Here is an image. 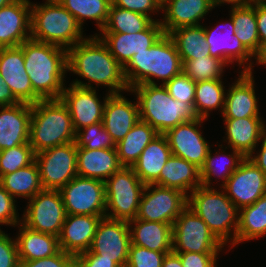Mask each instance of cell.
Segmentation results:
<instances>
[{
	"mask_svg": "<svg viewBox=\"0 0 266 267\" xmlns=\"http://www.w3.org/2000/svg\"><path fill=\"white\" fill-rule=\"evenodd\" d=\"M67 71L88 80L84 83L75 79L74 86L95 89L92 82L108 88L109 94L129 92L123 66L111 55L98 34L86 37L67 50Z\"/></svg>",
	"mask_w": 266,
	"mask_h": 267,
	"instance_id": "1",
	"label": "cell"
},
{
	"mask_svg": "<svg viewBox=\"0 0 266 267\" xmlns=\"http://www.w3.org/2000/svg\"><path fill=\"white\" fill-rule=\"evenodd\" d=\"M20 47L34 93L41 100L60 99L67 74V50L29 38Z\"/></svg>",
	"mask_w": 266,
	"mask_h": 267,
	"instance_id": "2",
	"label": "cell"
},
{
	"mask_svg": "<svg viewBox=\"0 0 266 267\" xmlns=\"http://www.w3.org/2000/svg\"><path fill=\"white\" fill-rule=\"evenodd\" d=\"M123 72L129 88L141 84L157 85L156 79L165 85L182 72V62L173 40L164 33L149 49L135 54L123 67Z\"/></svg>",
	"mask_w": 266,
	"mask_h": 267,
	"instance_id": "3",
	"label": "cell"
},
{
	"mask_svg": "<svg viewBox=\"0 0 266 267\" xmlns=\"http://www.w3.org/2000/svg\"><path fill=\"white\" fill-rule=\"evenodd\" d=\"M187 207L206 223L224 246H228L227 243L232 247L236 245L239 209L224 189L201 185L188 194Z\"/></svg>",
	"mask_w": 266,
	"mask_h": 267,
	"instance_id": "4",
	"label": "cell"
},
{
	"mask_svg": "<svg viewBox=\"0 0 266 267\" xmlns=\"http://www.w3.org/2000/svg\"><path fill=\"white\" fill-rule=\"evenodd\" d=\"M129 92L137 97L140 119L159 134L197 118L194 109L172 98L164 85L141 84L130 88Z\"/></svg>",
	"mask_w": 266,
	"mask_h": 267,
	"instance_id": "5",
	"label": "cell"
},
{
	"mask_svg": "<svg viewBox=\"0 0 266 267\" xmlns=\"http://www.w3.org/2000/svg\"><path fill=\"white\" fill-rule=\"evenodd\" d=\"M76 132L61 99L40 100L32 105L29 143L35 153L74 142Z\"/></svg>",
	"mask_w": 266,
	"mask_h": 267,
	"instance_id": "6",
	"label": "cell"
},
{
	"mask_svg": "<svg viewBox=\"0 0 266 267\" xmlns=\"http://www.w3.org/2000/svg\"><path fill=\"white\" fill-rule=\"evenodd\" d=\"M83 28L57 0L31 5V38L66 50L84 40Z\"/></svg>",
	"mask_w": 266,
	"mask_h": 267,
	"instance_id": "7",
	"label": "cell"
},
{
	"mask_svg": "<svg viewBox=\"0 0 266 267\" xmlns=\"http://www.w3.org/2000/svg\"><path fill=\"white\" fill-rule=\"evenodd\" d=\"M144 188L145 184L132 167H122L114 172L105 180V217L127 222L135 219Z\"/></svg>",
	"mask_w": 266,
	"mask_h": 267,
	"instance_id": "8",
	"label": "cell"
},
{
	"mask_svg": "<svg viewBox=\"0 0 266 267\" xmlns=\"http://www.w3.org/2000/svg\"><path fill=\"white\" fill-rule=\"evenodd\" d=\"M172 233L175 253H219L224 249L206 223L188 207L174 221Z\"/></svg>",
	"mask_w": 266,
	"mask_h": 267,
	"instance_id": "9",
	"label": "cell"
},
{
	"mask_svg": "<svg viewBox=\"0 0 266 267\" xmlns=\"http://www.w3.org/2000/svg\"><path fill=\"white\" fill-rule=\"evenodd\" d=\"M27 203L21 223L31 230L59 237L67 215L60 191L42 189Z\"/></svg>",
	"mask_w": 266,
	"mask_h": 267,
	"instance_id": "10",
	"label": "cell"
},
{
	"mask_svg": "<svg viewBox=\"0 0 266 267\" xmlns=\"http://www.w3.org/2000/svg\"><path fill=\"white\" fill-rule=\"evenodd\" d=\"M43 189L60 190L77 176V145L74 142L36 153Z\"/></svg>",
	"mask_w": 266,
	"mask_h": 267,
	"instance_id": "11",
	"label": "cell"
},
{
	"mask_svg": "<svg viewBox=\"0 0 266 267\" xmlns=\"http://www.w3.org/2000/svg\"><path fill=\"white\" fill-rule=\"evenodd\" d=\"M188 205L181 190L146 184L135 219L172 224Z\"/></svg>",
	"mask_w": 266,
	"mask_h": 267,
	"instance_id": "12",
	"label": "cell"
},
{
	"mask_svg": "<svg viewBox=\"0 0 266 267\" xmlns=\"http://www.w3.org/2000/svg\"><path fill=\"white\" fill-rule=\"evenodd\" d=\"M59 191L66 214L105 216V182L76 176Z\"/></svg>",
	"mask_w": 266,
	"mask_h": 267,
	"instance_id": "13",
	"label": "cell"
},
{
	"mask_svg": "<svg viewBox=\"0 0 266 267\" xmlns=\"http://www.w3.org/2000/svg\"><path fill=\"white\" fill-rule=\"evenodd\" d=\"M229 20L230 21L227 20L223 24H217V26L220 27H204L205 40L209 47L210 56L222 60L226 65L237 61L236 63L240 65L239 68L243 67V72H252V66L254 64L251 60L252 57L256 60V64H259V61L235 36V27L232 18L230 17Z\"/></svg>",
	"mask_w": 266,
	"mask_h": 267,
	"instance_id": "14",
	"label": "cell"
},
{
	"mask_svg": "<svg viewBox=\"0 0 266 267\" xmlns=\"http://www.w3.org/2000/svg\"><path fill=\"white\" fill-rule=\"evenodd\" d=\"M130 244L128 222L104 217L97 226L88 251L113 260L119 267H126Z\"/></svg>",
	"mask_w": 266,
	"mask_h": 267,
	"instance_id": "15",
	"label": "cell"
},
{
	"mask_svg": "<svg viewBox=\"0 0 266 267\" xmlns=\"http://www.w3.org/2000/svg\"><path fill=\"white\" fill-rule=\"evenodd\" d=\"M203 121L205 119L197 117L194 120L183 122L164 133L172 155L187 160L199 169L203 166L210 150L209 143L199 129Z\"/></svg>",
	"mask_w": 266,
	"mask_h": 267,
	"instance_id": "16",
	"label": "cell"
},
{
	"mask_svg": "<svg viewBox=\"0 0 266 267\" xmlns=\"http://www.w3.org/2000/svg\"><path fill=\"white\" fill-rule=\"evenodd\" d=\"M238 209L252 205L266 193V175L246 157L222 187Z\"/></svg>",
	"mask_w": 266,
	"mask_h": 267,
	"instance_id": "17",
	"label": "cell"
},
{
	"mask_svg": "<svg viewBox=\"0 0 266 267\" xmlns=\"http://www.w3.org/2000/svg\"><path fill=\"white\" fill-rule=\"evenodd\" d=\"M110 95L107 93L102 103L96 89L77 87L72 84L64 88L60 99L68 108L75 132L91 124L102 122L104 106Z\"/></svg>",
	"mask_w": 266,
	"mask_h": 267,
	"instance_id": "18",
	"label": "cell"
},
{
	"mask_svg": "<svg viewBox=\"0 0 266 267\" xmlns=\"http://www.w3.org/2000/svg\"><path fill=\"white\" fill-rule=\"evenodd\" d=\"M164 34L158 21H153L144 31L129 33H100L98 36L111 55L124 67L137 53L146 51Z\"/></svg>",
	"mask_w": 266,
	"mask_h": 267,
	"instance_id": "19",
	"label": "cell"
},
{
	"mask_svg": "<svg viewBox=\"0 0 266 267\" xmlns=\"http://www.w3.org/2000/svg\"><path fill=\"white\" fill-rule=\"evenodd\" d=\"M20 46L0 48V76L20 103L33 105L41 99L34 93Z\"/></svg>",
	"mask_w": 266,
	"mask_h": 267,
	"instance_id": "20",
	"label": "cell"
},
{
	"mask_svg": "<svg viewBox=\"0 0 266 267\" xmlns=\"http://www.w3.org/2000/svg\"><path fill=\"white\" fill-rule=\"evenodd\" d=\"M30 0H14L0 9V48L17 47L31 38Z\"/></svg>",
	"mask_w": 266,
	"mask_h": 267,
	"instance_id": "21",
	"label": "cell"
},
{
	"mask_svg": "<svg viewBox=\"0 0 266 267\" xmlns=\"http://www.w3.org/2000/svg\"><path fill=\"white\" fill-rule=\"evenodd\" d=\"M233 84V85H232ZM225 95L223 118L261 117L253 72L240 71Z\"/></svg>",
	"mask_w": 266,
	"mask_h": 267,
	"instance_id": "22",
	"label": "cell"
},
{
	"mask_svg": "<svg viewBox=\"0 0 266 267\" xmlns=\"http://www.w3.org/2000/svg\"><path fill=\"white\" fill-rule=\"evenodd\" d=\"M104 217L67 214L58 237L60 250L73 256L88 251Z\"/></svg>",
	"mask_w": 266,
	"mask_h": 267,
	"instance_id": "23",
	"label": "cell"
},
{
	"mask_svg": "<svg viewBox=\"0 0 266 267\" xmlns=\"http://www.w3.org/2000/svg\"><path fill=\"white\" fill-rule=\"evenodd\" d=\"M0 109V151L28 143L32 105L19 102Z\"/></svg>",
	"mask_w": 266,
	"mask_h": 267,
	"instance_id": "24",
	"label": "cell"
},
{
	"mask_svg": "<svg viewBox=\"0 0 266 267\" xmlns=\"http://www.w3.org/2000/svg\"><path fill=\"white\" fill-rule=\"evenodd\" d=\"M140 120L137 100L132 103L120 94H111L105 103L103 126L115 144Z\"/></svg>",
	"mask_w": 266,
	"mask_h": 267,
	"instance_id": "25",
	"label": "cell"
},
{
	"mask_svg": "<svg viewBox=\"0 0 266 267\" xmlns=\"http://www.w3.org/2000/svg\"><path fill=\"white\" fill-rule=\"evenodd\" d=\"M263 117L223 118L226 129L228 147L241 152L248 157L259 146L258 143L266 135ZM228 141V142H227Z\"/></svg>",
	"mask_w": 266,
	"mask_h": 267,
	"instance_id": "26",
	"label": "cell"
},
{
	"mask_svg": "<svg viewBox=\"0 0 266 267\" xmlns=\"http://www.w3.org/2000/svg\"><path fill=\"white\" fill-rule=\"evenodd\" d=\"M213 8L210 0H163L160 24L165 34L180 27L201 25L202 18Z\"/></svg>",
	"mask_w": 266,
	"mask_h": 267,
	"instance_id": "27",
	"label": "cell"
},
{
	"mask_svg": "<svg viewBox=\"0 0 266 267\" xmlns=\"http://www.w3.org/2000/svg\"><path fill=\"white\" fill-rule=\"evenodd\" d=\"M122 167L116 148L90 150L77 147V176L105 182Z\"/></svg>",
	"mask_w": 266,
	"mask_h": 267,
	"instance_id": "28",
	"label": "cell"
},
{
	"mask_svg": "<svg viewBox=\"0 0 266 267\" xmlns=\"http://www.w3.org/2000/svg\"><path fill=\"white\" fill-rule=\"evenodd\" d=\"M128 225L131 244L158 252L172 251V224L133 219Z\"/></svg>",
	"mask_w": 266,
	"mask_h": 267,
	"instance_id": "29",
	"label": "cell"
},
{
	"mask_svg": "<svg viewBox=\"0 0 266 267\" xmlns=\"http://www.w3.org/2000/svg\"><path fill=\"white\" fill-rule=\"evenodd\" d=\"M153 184L175 188L188 195L201 186L200 169L183 158L171 155Z\"/></svg>",
	"mask_w": 266,
	"mask_h": 267,
	"instance_id": "30",
	"label": "cell"
},
{
	"mask_svg": "<svg viewBox=\"0 0 266 267\" xmlns=\"http://www.w3.org/2000/svg\"><path fill=\"white\" fill-rule=\"evenodd\" d=\"M172 155L164 134H158L145 147L138 161L132 166L142 183L153 184L160 175L161 169Z\"/></svg>",
	"mask_w": 266,
	"mask_h": 267,
	"instance_id": "31",
	"label": "cell"
},
{
	"mask_svg": "<svg viewBox=\"0 0 266 267\" xmlns=\"http://www.w3.org/2000/svg\"><path fill=\"white\" fill-rule=\"evenodd\" d=\"M18 225L19 233L16 242L20 260L43 259L60 251L58 237L31 230L21 222Z\"/></svg>",
	"mask_w": 266,
	"mask_h": 267,
	"instance_id": "32",
	"label": "cell"
},
{
	"mask_svg": "<svg viewBox=\"0 0 266 267\" xmlns=\"http://www.w3.org/2000/svg\"><path fill=\"white\" fill-rule=\"evenodd\" d=\"M159 133L147 122L139 120L125 137L116 144L117 155L123 167H132L145 147Z\"/></svg>",
	"mask_w": 266,
	"mask_h": 267,
	"instance_id": "33",
	"label": "cell"
},
{
	"mask_svg": "<svg viewBox=\"0 0 266 267\" xmlns=\"http://www.w3.org/2000/svg\"><path fill=\"white\" fill-rule=\"evenodd\" d=\"M218 146L221 153L220 151L218 152L216 151L215 155H212L213 153H211L212 150L210 148L207 157L205 158V162L203 166L200 168V178L202 186L212 187L210 186L212 184L211 181L213 180L212 177H215L216 179L218 177V180L222 179L221 180L222 185L220 184L221 186L220 189H222V187L226 184L229 177L234 173V171L239 167L241 162L246 157L241 152L234 149H232V154H225L226 153L225 150L220 149L223 148V145H218ZM221 157L222 158L224 157L223 159H225L226 161H223Z\"/></svg>",
	"mask_w": 266,
	"mask_h": 267,
	"instance_id": "34",
	"label": "cell"
},
{
	"mask_svg": "<svg viewBox=\"0 0 266 267\" xmlns=\"http://www.w3.org/2000/svg\"><path fill=\"white\" fill-rule=\"evenodd\" d=\"M266 236V193L239 209L236 244Z\"/></svg>",
	"mask_w": 266,
	"mask_h": 267,
	"instance_id": "35",
	"label": "cell"
},
{
	"mask_svg": "<svg viewBox=\"0 0 266 267\" xmlns=\"http://www.w3.org/2000/svg\"><path fill=\"white\" fill-rule=\"evenodd\" d=\"M0 185L14 199L21 197L30 200L43 189L36 161L13 173L0 176Z\"/></svg>",
	"mask_w": 266,
	"mask_h": 267,
	"instance_id": "36",
	"label": "cell"
},
{
	"mask_svg": "<svg viewBox=\"0 0 266 267\" xmlns=\"http://www.w3.org/2000/svg\"><path fill=\"white\" fill-rule=\"evenodd\" d=\"M168 35L176 45L182 63L210 56L203 25L180 27Z\"/></svg>",
	"mask_w": 266,
	"mask_h": 267,
	"instance_id": "37",
	"label": "cell"
},
{
	"mask_svg": "<svg viewBox=\"0 0 266 267\" xmlns=\"http://www.w3.org/2000/svg\"><path fill=\"white\" fill-rule=\"evenodd\" d=\"M230 17L235 27V36L259 61V36L255 17V4L231 7Z\"/></svg>",
	"mask_w": 266,
	"mask_h": 267,
	"instance_id": "38",
	"label": "cell"
},
{
	"mask_svg": "<svg viewBox=\"0 0 266 267\" xmlns=\"http://www.w3.org/2000/svg\"><path fill=\"white\" fill-rule=\"evenodd\" d=\"M222 80H206L195 83L193 109L198 118L207 120L209 112L218 110L223 114L225 107V86Z\"/></svg>",
	"mask_w": 266,
	"mask_h": 267,
	"instance_id": "39",
	"label": "cell"
},
{
	"mask_svg": "<svg viewBox=\"0 0 266 267\" xmlns=\"http://www.w3.org/2000/svg\"><path fill=\"white\" fill-rule=\"evenodd\" d=\"M153 21L160 22L161 20L151 19L146 15L119 8L111 3L108 19L101 33L135 34L144 31Z\"/></svg>",
	"mask_w": 266,
	"mask_h": 267,
	"instance_id": "40",
	"label": "cell"
},
{
	"mask_svg": "<svg viewBox=\"0 0 266 267\" xmlns=\"http://www.w3.org/2000/svg\"><path fill=\"white\" fill-rule=\"evenodd\" d=\"M66 8L83 28V23L87 19L96 21V25L101 32L105 26L111 0H57Z\"/></svg>",
	"mask_w": 266,
	"mask_h": 267,
	"instance_id": "41",
	"label": "cell"
},
{
	"mask_svg": "<svg viewBox=\"0 0 266 267\" xmlns=\"http://www.w3.org/2000/svg\"><path fill=\"white\" fill-rule=\"evenodd\" d=\"M227 65L220 59L206 56L182 63V72L195 83L206 80H223L222 74Z\"/></svg>",
	"mask_w": 266,
	"mask_h": 267,
	"instance_id": "42",
	"label": "cell"
},
{
	"mask_svg": "<svg viewBox=\"0 0 266 267\" xmlns=\"http://www.w3.org/2000/svg\"><path fill=\"white\" fill-rule=\"evenodd\" d=\"M35 155L30 143L21 144L0 151V176L10 174L26 167L35 161Z\"/></svg>",
	"mask_w": 266,
	"mask_h": 267,
	"instance_id": "43",
	"label": "cell"
},
{
	"mask_svg": "<svg viewBox=\"0 0 266 267\" xmlns=\"http://www.w3.org/2000/svg\"><path fill=\"white\" fill-rule=\"evenodd\" d=\"M75 143L77 147L90 150L116 148V144L104 128L103 122L91 124L78 130L76 132Z\"/></svg>",
	"mask_w": 266,
	"mask_h": 267,
	"instance_id": "44",
	"label": "cell"
},
{
	"mask_svg": "<svg viewBox=\"0 0 266 267\" xmlns=\"http://www.w3.org/2000/svg\"><path fill=\"white\" fill-rule=\"evenodd\" d=\"M167 253L130 244L126 267H162Z\"/></svg>",
	"mask_w": 266,
	"mask_h": 267,
	"instance_id": "45",
	"label": "cell"
},
{
	"mask_svg": "<svg viewBox=\"0 0 266 267\" xmlns=\"http://www.w3.org/2000/svg\"><path fill=\"white\" fill-rule=\"evenodd\" d=\"M172 98L187 103L193 108L195 99V82L181 72L164 85Z\"/></svg>",
	"mask_w": 266,
	"mask_h": 267,
	"instance_id": "46",
	"label": "cell"
},
{
	"mask_svg": "<svg viewBox=\"0 0 266 267\" xmlns=\"http://www.w3.org/2000/svg\"><path fill=\"white\" fill-rule=\"evenodd\" d=\"M15 202V199L0 185V225L16 227L21 222Z\"/></svg>",
	"mask_w": 266,
	"mask_h": 267,
	"instance_id": "47",
	"label": "cell"
},
{
	"mask_svg": "<svg viewBox=\"0 0 266 267\" xmlns=\"http://www.w3.org/2000/svg\"><path fill=\"white\" fill-rule=\"evenodd\" d=\"M20 259L16 238L0 230V267H19Z\"/></svg>",
	"mask_w": 266,
	"mask_h": 267,
	"instance_id": "48",
	"label": "cell"
},
{
	"mask_svg": "<svg viewBox=\"0 0 266 267\" xmlns=\"http://www.w3.org/2000/svg\"><path fill=\"white\" fill-rule=\"evenodd\" d=\"M114 6L151 17L149 13L162 10V0H111Z\"/></svg>",
	"mask_w": 266,
	"mask_h": 267,
	"instance_id": "49",
	"label": "cell"
},
{
	"mask_svg": "<svg viewBox=\"0 0 266 267\" xmlns=\"http://www.w3.org/2000/svg\"><path fill=\"white\" fill-rule=\"evenodd\" d=\"M73 261L72 254L60 250L51 257L33 261L20 260L19 267H68Z\"/></svg>",
	"mask_w": 266,
	"mask_h": 267,
	"instance_id": "50",
	"label": "cell"
},
{
	"mask_svg": "<svg viewBox=\"0 0 266 267\" xmlns=\"http://www.w3.org/2000/svg\"><path fill=\"white\" fill-rule=\"evenodd\" d=\"M183 267H217L218 253H177Z\"/></svg>",
	"mask_w": 266,
	"mask_h": 267,
	"instance_id": "51",
	"label": "cell"
},
{
	"mask_svg": "<svg viewBox=\"0 0 266 267\" xmlns=\"http://www.w3.org/2000/svg\"><path fill=\"white\" fill-rule=\"evenodd\" d=\"M79 267H119L113 260L85 251L74 256Z\"/></svg>",
	"mask_w": 266,
	"mask_h": 267,
	"instance_id": "52",
	"label": "cell"
},
{
	"mask_svg": "<svg viewBox=\"0 0 266 267\" xmlns=\"http://www.w3.org/2000/svg\"><path fill=\"white\" fill-rule=\"evenodd\" d=\"M255 17L259 36V61L266 53V3L255 4Z\"/></svg>",
	"mask_w": 266,
	"mask_h": 267,
	"instance_id": "53",
	"label": "cell"
},
{
	"mask_svg": "<svg viewBox=\"0 0 266 267\" xmlns=\"http://www.w3.org/2000/svg\"><path fill=\"white\" fill-rule=\"evenodd\" d=\"M19 103L11 89L5 84L0 76V106H10Z\"/></svg>",
	"mask_w": 266,
	"mask_h": 267,
	"instance_id": "54",
	"label": "cell"
},
{
	"mask_svg": "<svg viewBox=\"0 0 266 267\" xmlns=\"http://www.w3.org/2000/svg\"><path fill=\"white\" fill-rule=\"evenodd\" d=\"M261 141L260 144H262L260 146L261 148L259 153L257 151L256 155L255 152H253L248 156V158L251 159L266 175V135L261 139Z\"/></svg>",
	"mask_w": 266,
	"mask_h": 267,
	"instance_id": "55",
	"label": "cell"
},
{
	"mask_svg": "<svg viewBox=\"0 0 266 267\" xmlns=\"http://www.w3.org/2000/svg\"><path fill=\"white\" fill-rule=\"evenodd\" d=\"M162 267H183L180 257L177 253L171 251L163 259Z\"/></svg>",
	"mask_w": 266,
	"mask_h": 267,
	"instance_id": "56",
	"label": "cell"
},
{
	"mask_svg": "<svg viewBox=\"0 0 266 267\" xmlns=\"http://www.w3.org/2000/svg\"><path fill=\"white\" fill-rule=\"evenodd\" d=\"M214 9L216 6H221L222 4H229L231 7L243 6L249 4L248 0H210Z\"/></svg>",
	"mask_w": 266,
	"mask_h": 267,
	"instance_id": "57",
	"label": "cell"
},
{
	"mask_svg": "<svg viewBox=\"0 0 266 267\" xmlns=\"http://www.w3.org/2000/svg\"><path fill=\"white\" fill-rule=\"evenodd\" d=\"M12 1H14V0H0V9L2 7L9 5Z\"/></svg>",
	"mask_w": 266,
	"mask_h": 267,
	"instance_id": "58",
	"label": "cell"
},
{
	"mask_svg": "<svg viewBox=\"0 0 266 267\" xmlns=\"http://www.w3.org/2000/svg\"><path fill=\"white\" fill-rule=\"evenodd\" d=\"M249 4L266 3V0H248Z\"/></svg>",
	"mask_w": 266,
	"mask_h": 267,
	"instance_id": "59",
	"label": "cell"
},
{
	"mask_svg": "<svg viewBox=\"0 0 266 267\" xmlns=\"http://www.w3.org/2000/svg\"><path fill=\"white\" fill-rule=\"evenodd\" d=\"M259 65L266 66V53L264 54L263 58L259 61Z\"/></svg>",
	"mask_w": 266,
	"mask_h": 267,
	"instance_id": "60",
	"label": "cell"
},
{
	"mask_svg": "<svg viewBox=\"0 0 266 267\" xmlns=\"http://www.w3.org/2000/svg\"><path fill=\"white\" fill-rule=\"evenodd\" d=\"M68 267H79V266L75 261H73Z\"/></svg>",
	"mask_w": 266,
	"mask_h": 267,
	"instance_id": "61",
	"label": "cell"
}]
</instances>
